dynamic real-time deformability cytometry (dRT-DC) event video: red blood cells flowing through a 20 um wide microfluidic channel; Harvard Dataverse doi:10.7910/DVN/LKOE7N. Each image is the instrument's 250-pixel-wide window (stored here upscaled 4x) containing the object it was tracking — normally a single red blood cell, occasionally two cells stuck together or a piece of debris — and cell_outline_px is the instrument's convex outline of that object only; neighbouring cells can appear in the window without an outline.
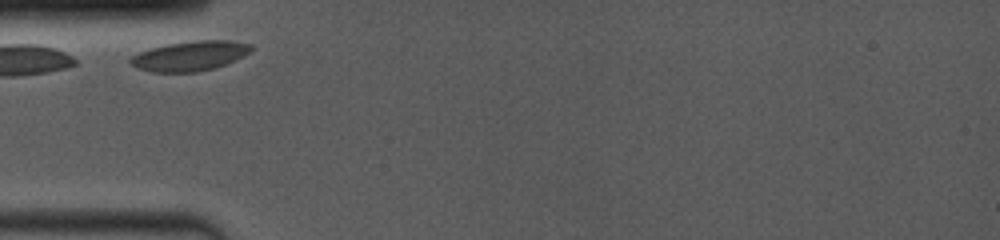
{"species": "common noctule bat (a hibernating species)", "species_latin": "Nyctalus noctula", "temperature_condition": "room temperature", "stored_images_in_passage": 3, "camera_frame_rate_fps": 4000, "um_per_image_px": 0.085, "animal": {"sex": "female", "body_mass_g": 19.0, "forearm_length_mm": 53.3}, "frame": {"image": 1, "passage_image": 1, "time_ms": 0.0, "image_size_px": [1000, 240], "cell_outline_px": [[252, 48], [244, 56], [224, 64], [212, 68], [196, 72], [152, 72], [136, 68], [128, 60], [132, 56], [140, 52], [152, 48], [168, 44], [196, 40], [228, 40], [252, 44]], "centroid_in_image_um": [16.13, 4.75], "position_along_channel_um": 68.9, "area_um2": 20.69}}